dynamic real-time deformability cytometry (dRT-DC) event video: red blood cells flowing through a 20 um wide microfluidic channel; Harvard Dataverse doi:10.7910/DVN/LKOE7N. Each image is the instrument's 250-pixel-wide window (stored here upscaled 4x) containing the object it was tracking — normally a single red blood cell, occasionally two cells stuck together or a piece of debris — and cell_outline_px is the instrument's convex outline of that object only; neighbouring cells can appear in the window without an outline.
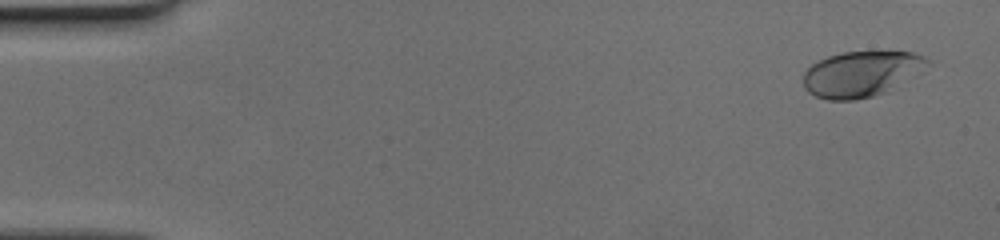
{"species": "human", "species_latin": "Homo sapiens", "temperature_condition": "cold", "stored_images_in_passage": 37, "camera_frame_rate_fps": 3000, "um_per_image_px": 0.085, "donor": {"sex": "female"}, "frame": {"image": 1, "passage_image": 1, "time_ms": 0.0, "image_size_px": [1000, 240], "cell_outline_px": [[928, 60], [884, 92], [872, 96], [856, 100], [828, 100], [816, 96], [808, 92], [804, 88], [804, 72], [812, 64], [828, 56], [844, 52], [912, 52], [924, 56]], "centroid_in_image_um": [73.02, 6.28], "position_along_channel_um": 12.0, "area_um2": 31.39}}
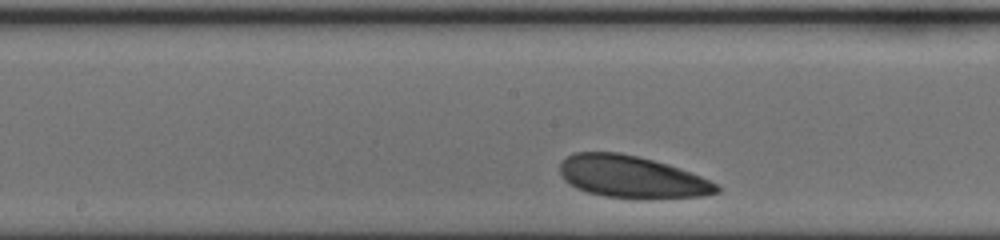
{"frame": {"image": 2, "passage_image": 22, "time_ms": 7.0, "image_size_px": [1000, 240], "cell_outline_px": [[720, 192], [704, 196], [652, 200], [604, 196], [588, 192], [576, 188], [564, 180], [560, 172], [560, 164], [568, 156], [576, 152], [620, 152], [652, 160], [700, 176], [716, 184], [720, 188]], "centroid_in_image_um": [53.7, 15.06], "position_along_channel_um": 194.5, "area_um2": 38.44}}
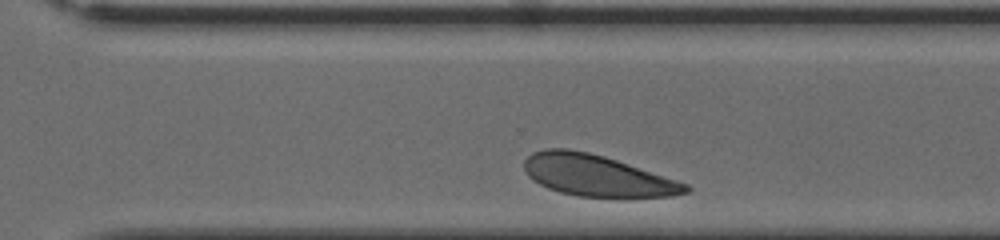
{"frame": {"image": 3, "passage_image": 32, "time_ms": 10.333, "image_size_px": [1000, 240], "cell_outline_px": [[692, 188], [688, 192], [672, 196], [580, 196], [560, 192], [548, 188], [532, 180], [528, 176], [524, 168], [524, 160], [532, 152], [544, 148], [568, 148], [588, 152], [604, 156], [688, 184]], "centroid_in_image_um": [50.69, 14.9], "position_along_channel_um": 319.9, "area_um2": 38.38}}